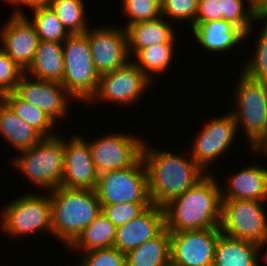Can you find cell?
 Listing matches in <instances>:
<instances>
[{"instance_id":"obj_1","label":"cell","mask_w":267,"mask_h":266,"mask_svg":"<svg viewBox=\"0 0 267 266\" xmlns=\"http://www.w3.org/2000/svg\"><path fill=\"white\" fill-rule=\"evenodd\" d=\"M146 141L142 159L147 170L149 196L152 204L165 206L183 195L207 173L186 154L148 148Z\"/></svg>"},{"instance_id":"obj_2","label":"cell","mask_w":267,"mask_h":266,"mask_svg":"<svg viewBox=\"0 0 267 266\" xmlns=\"http://www.w3.org/2000/svg\"><path fill=\"white\" fill-rule=\"evenodd\" d=\"M211 173L170 202L164 208L165 228L169 232L220 228L221 185Z\"/></svg>"},{"instance_id":"obj_3","label":"cell","mask_w":267,"mask_h":266,"mask_svg":"<svg viewBox=\"0 0 267 266\" xmlns=\"http://www.w3.org/2000/svg\"><path fill=\"white\" fill-rule=\"evenodd\" d=\"M52 235L69 247L102 212L96 190L59 186L49 191Z\"/></svg>"},{"instance_id":"obj_4","label":"cell","mask_w":267,"mask_h":266,"mask_svg":"<svg viewBox=\"0 0 267 266\" xmlns=\"http://www.w3.org/2000/svg\"><path fill=\"white\" fill-rule=\"evenodd\" d=\"M19 152V156L11 160L12 164L35 187L46 193L61 186L65 161L62 135L43 138L33 147Z\"/></svg>"},{"instance_id":"obj_5","label":"cell","mask_w":267,"mask_h":266,"mask_svg":"<svg viewBox=\"0 0 267 266\" xmlns=\"http://www.w3.org/2000/svg\"><path fill=\"white\" fill-rule=\"evenodd\" d=\"M240 73L238 85L234 87L235 95L232 96L235 105L230 113L237 129L242 126L246 132L248 147L255 149L267 136V82L253 80Z\"/></svg>"},{"instance_id":"obj_6","label":"cell","mask_w":267,"mask_h":266,"mask_svg":"<svg viewBox=\"0 0 267 266\" xmlns=\"http://www.w3.org/2000/svg\"><path fill=\"white\" fill-rule=\"evenodd\" d=\"M62 46L64 74L61 84L73 99L88 103L97 91L100 75L93 63L87 35L70 34Z\"/></svg>"},{"instance_id":"obj_7","label":"cell","mask_w":267,"mask_h":266,"mask_svg":"<svg viewBox=\"0 0 267 266\" xmlns=\"http://www.w3.org/2000/svg\"><path fill=\"white\" fill-rule=\"evenodd\" d=\"M46 194L26 193L8 202L6 207L3 206L0 213V229L4 230L2 233L15 238L40 231L52 235V206L49 193Z\"/></svg>"},{"instance_id":"obj_8","label":"cell","mask_w":267,"mask_h":266,"mask_svg":"<svg viewBox=\"0 0 267 266\" xmlns=\"http://www.w3.org/2000/svg\"><path fill=\"white\" fill-rule=\"evenodd\" d=\"M96 193L101 205L152 203L147 170L141 158L134 166L99 174Z\"/></svg>"},{"instance_id":"obj_9","label":"cell","mask_w":267,"mask_h":266,"mask_svg":"<svg viewBox=\"0 0 267 266\" xmlns=\"http://www.w3.org/2000/svg\"><path fill=\"white\" fill-rule=\"evenodd\" d=\"M264 202L246 199L222 200L221 233L257 244L267 240Z\"/></svg>"},{"instance_id":"obj_10","label":"cell","mask_w":267,"mask_h":266,"mask_svg":"<svg viewBox=\"0 0 267 266\" xmlns=\"http://www.w3.org/2000/svg\"><path fill=\"white\" fill-rule=\"evenodd\" d=\"M150 84L151 80L130 60L125 66L100 76L97 91L89 103L96 100L121 106L133 105Z\"/></svg>"},{"instance_id":"obj_11","label":"cell","mask_w":267,"mask_h":266,"mask_svg":"<svg viewBox=\"0 0 267 266\" xmlns=\"http://www.w3.org/2000/svg\"><path fill=\"white\" fill-rule=\"evenodd\" d=\"M102 136L88 142L98 174L129 168L142 158V138L123 132Z\"/></svg>"},{"instance_id":"obj_12","label":"cell","mask_w":267,"mask_h":266,"mask_svg":"<svg viewBox=\"0 0 267 266\" xmlns=\"http://www.w3.org/2000/svg\"><path fill=\"white\" fill-rule=\"evenodd\" d=\"M220 228L170 232L171 266H213Z\"/></svg>"},{"instance_id":"obj_13","label":"cell","mask_w":267,"mask_h":266,"mask_svg":"<svg viewBox=\"0 0 267 266\" xmlns=\"http://www.w3.org/2000/svg\"><path fill=\"white\" fill-rule=\"evenodd\" d=\"M236 122L233 115L229 112L224 116L213 118L210 122L203 125L195 139L190 156L206 172L208 166L214 160L230 149L234 143L237 132ZM227 150V151H226Z\"/></svg>"},{"instance_id":"obj_14","label":"cell","mask_w":267,"mask_h":266,"mask_svg":"<svg viewBox=\"0 0 267 266\" xmlns=\"http://www.w3.org/2000/svg\"><path fill=\"white\" fill-rule=\"evenodd\" d=\"M115 27L89 28L85 32L95 69L100 76L125 66L131 60L125 28Z\"/></svg>"},{"instance_id":"obj_15","label":"cell","mask_w":267,"mask_h":266,"mask_svg":"<svg viewBox=\"0 0 267 266\" xmlns=\"http://www.w3.org/2000/svg\"><path fill=\"white\" fill-rule=\"evenodd\" d=\"M14 92L24 101L42 110L55 123L57 118L60 120L67 117L69 102L75 100L61 83L33 79L25 73L20 77Z\"/></svg>"},{"instance_id":"obj_16","label":"cell","mask_w":267,"mask_h":266,"mask_svg":"<svg viewBox=\"0 0 267 266\" xmlns=\"http://www.w3.org/2000/svg\"><path fill=\"white\" fill-rule=\"evenodd\" d=\"M21 9L14 11L0 30V48L25 71L32 63L40 42L34 24Z\"/></svg>"},{"instance_id":"obj_17","label":"cell","mask_w":267,"mask_h":266,"mask_svg":"<svg viewBox=\"0 0 267 266\" xmlns=\"http://www.w3.org/2000/svg\"><path fill=\"white\" fill-rule=\"evenodd\" d=\"M64 139V173L61 186L70 189L95 190L99 174L96 170L89 143L80 134Z\"/></svg>"},{"instance_id":"obj_18","label":"cell","mask_w":267,"mask_h":266,"mask_svg":"<svg viewBox=\"0 0 267 266\" xmlns=\"http://www.w3.org/2000/svg\"><path fill=\"white\" fill-rule=\"evenodd\" d=\"M165 229L164 208L151 204L130 222L117 227L114 247L127 253Z\"/></svg>"},{"instance_id":"obj_19","label":"cell","mask_w":267,"mask_h":266,"mask_svg":"<svg viewBox=\"0 0 267 266\" xmlns=\"http://www.w3.org/2000/svg\"><path fill=\"white\" fill-rule=\"evenodd\" d=\"M228 177L227 187L221 185V200L246 199L267 201V168L249 165Z\"/></svg>"},{"instance_id":"obj_20","label":"cell","mask_w":267,"mask_h":266,"mask_svg":"<svg viewBox=\"0 0 267 266\" xmlns=\"http://www.w3.org/2000/svg\"><path fill=\"white\" fill-rule=\"evenodd\" d=\"M166 19L160 16L157 19L138 22L125 28L130 58H134L144 48L177 42L176 31L173 28L175 26L170 24L171 20L169 22Z\"/></svg>"},{"instance_id":"obj_21","label":"cell","mask_w":267,"mask_h":266,"mask_svg":"<svg viewBox=\"0 0 267 266\" xmlns=\"http://www.w3.org/2000/svg\"><path fill=\"white\" fill-rule=\"evenodd\" d=\"M24 73L36 79L62 83L64 74L62 43L40 40L33 61Z\"/></svg>"},{"instance_id":"obj_22","label":"cell","mask_w":267,"mask_h":266,"mask_svg":"<svg viewBox=\"0 0 267 266\" xmlns=\"http://www.w3.org/2000/svg\"><path fill=\"white\" fill-rule=\"evenodd\" d=\"M260 252L257 243L221 233L215 248L213 266H259Z\"/></svg>"},{"instance_id":"obj_23","label":"cell","mask_w":267,"mask_h":266,"mask_svg":"<svg viewBox=\"0 0 267 266\" xmlns=\"http://www.w3.org/2000/svg\"><path fill=\"white\" fill-rule=\"evenodd\" d=\"M0 135L18 152L33 147L44 138L37 130L19 118L1 98Z\"/></svg>"},{"instance_id":"obj_24","label":"cell","mask_w":267,"mask_h":266,"mask_svg":"<svg viewBox=\"0 0 267 266\" xmlns=\"http://www.w3.org/2000/svg\"><path fill=\"white\" fill-rule=\"evenodd\" d=\"M125 255L126 266H171L170 232L165 228Z\"/></svg>"},{"instance_id":"obj_25","label":"cell","mask_w":267,"mask_h":266,"mask_svg":"<svg viewBox=\"0 0 267 266\" xmlns=\"http://www.w3.org/2000/svg\"><path fill=\"white\" fill-rule=\"evenodd\" d=\"M191 30L194 33L195 40L209 52L224 54L236 47L232 36L231 23L223 19L194 23Z\"/></svg>"},{"instance_id":"obj_26","label":"cell","mask_w":267,"mask_h":266,"mask_svg":"<svg viewBox=\"0 0 267 266\" xmlns=\"http://www.w3.org/2000/svg\"><path fill=\"white\" fill-rule=\"evenodd\" d=\"M117 228L101 212L94 221L86 227L67 250L87 252L94 249L114 247Z\"/></svg>"},{"instance_id":"obj_27","label":"cell","mask_w":267,"mask_h":266,"mask_svg":"<svg viewBox=\"0 0 267 266\" xmlns=\"http://www.w3.org/2000/svg\"><path fill=\"white\" fill-rule=\"evenodd\" d=\"M1 99L19 118L37 130L44 138L57 135L53 134L52 130L56 123L42 110L21 99L14 91L4 94Z\"/></svg>"},{"instance_id":"obj_28","label":"cell","mask_w":267,"mask_h":266,"mask_svg":"<svg viewBox=\"0 0 267 266\" xmlns=\"http://www.w3.org/2000/svg\"><path fill=\"white\" fill-rule=\"evenodd\" d=\"M175 43L157 44L142 49L135 58L131 59L137 67L151 80L155 75L167 73L173 62Z\"/></svg>"},{"instance_id":"obj_29","label":"cell","mask_w":267,"mask_h":266,"mask_svg":"<svg viewBox=\"0 0 267 266\" xmlns=\"http://www.w3.org/2000/svg\"><path fill=\"white\" fill-rule=\"evenodd\" d=\"M83 0H52L49 6L56 13L64 28L70 34L85 33L87 24Z\"/></svg>"},{"instance_id":"obj_30","label":"cell","mask_w":267,"mask_h":266,"mask_svg":"<svg viewBox=\"0 0 267 266\" xmlns=\"http://www.w3.org/2000/svg\"><path fill=\"white\" fill-rule=\"evenodd\" d=\"M34 24L41 41L63 43L70 33L64 28L56 13L49 5L32 7Z\"/></svg>"},{"instance_id":"obj_31","label":"cell","mask_w":267,"mask_h":266,"mask_svg":"<svg viewBox=\"0 0 267 266\" xmlns=\"http://www.w3.org/2000/svg\"><path fill=\"white\" fill-rule=\"evenodd\" d=\"M255 43V52L244 63L241 72L253 80L267 82V20L264 22Z\"/></svg>"},{"instance_id":"obj_32","label":"cell","mask_w":267,"mask_h":266,"mask_svg":"<svg viewBox=\"0 0 267 266\" xmlns=\"http://www.w3.org/2000/svg\"><path fill=\"white\" fill-rule=\"evenodd\" d=\"M121 12L128 16V25L142 21L157 19L161 16V2L159 0H122Z\"/></svg>"},{"instance_id":"obj_33","label":"cell","mask_w":267,"mask_h":266,"mask_svg":"<svg viewBox=\"0 0 267 266\" xmlns=\"http://www.w3.org/2000/svg\"><path fill=\"white\" fill-rule=\"evenodd\" d=\"M199 0H163L161 2V16L174 21H190L193 27L198 12Z\"/></svg>"},{"instance_id":"obj_34","label":"cell","mask_w":267,"mask_h":266,"mask_svg":"<svg viewBox=\"0 0 267 266\" xmlns=\"http://www.w3.org/2000/svg\"><path fill=\"white\" fill-rule=\"evenodd\" d=\"M151 204L131 202L101 205V211L117 228L136 218Z\"/></svg>"},{"instance_id":"obj_35","label":"cell","mask_w":267,"mask_h":266,"mask_svg":"<svg viewBox=\"0 0 267 266\" xmlns=\"http://www.w3.org/2000/svg\"><path fill=\"white\" fill-rule=\"evenodd\" d=\"M257 20L260 21V23L266 21V10L251 6L244 15L230 22L233 40L237 47L239 43L244 42L245 39H248V37L252 35L251 33L254 28L252 26H254V22H258Z\"/></svg>"},{"instance_id":"obj_36","label":"cell","mask_w":267,"mask_h":266,"mask_svg":"<svg viewBox=\"0 0 267 266\" xmlns=\"http://www.w3.org/2000/svg\"><path fill=\"white\" fill-rule=\"evenodd\" d=\"M84 255L77 266H126V255L115 247L94 249L83 252Z\"/></svg>"},{"instance_id":"obj_37","label":"cell","mask_w":267,"mask_h":266,"mask_svg":"<svg viewBox=\"0 0 267 266\" xmlns=\"http://www.w3.org/2000/svg\"><path fill=\"white\" fill-rule=\"evenodd\" d=\"M24 71L0 48V98L13 92Z\"/></svg>"},{"instance_id":"obj_38","label":"cell","mask_w":267,"mask_h":266,"mask_svg":"<svg viewBox=\"0 0 267 266\" xmlns=\"http://www.w3.org/2000/svg\"><path fill=\"white\" fill-rule=\"evenodd\" d=\"M223 19L221 0H199L195 23Z\"/></svg>"},{"instance_id":"obj_39","label":"cell","mask_w":267,"mask_h":266,"mask_svg":"<svg viewBox=\"0 0 267 266\" xmlns=\"http://www.w3.org/2000/svg\"><path fill=\"white\" fill-rule=\"evenodd\" d=\"M246 0H221L223 20L231 22L244 15L252 5L245 7Z\"/></svg>"},{"instance_id":"obj_40","label":"cell","mask_w":267,"mask_h":266,"mask_svg":"<svg viewBox=\"0 0 267 266\" xmlns=\"http://www.w3.org/2000/svg\"><path fill=\"white\" fill-rule=\"evenodd\" d=\"M250 151V153H254V154H258L260 155V153L263 156V153L265 154V156H267V136L264 138V140L255 148V149H251L248 150Z\"/></svg>"},{"instance_id":"obj_41","label":"cell","mask_w":267,"mask_h":266,"mask_svg":"<svg viewBox=\"0 0 267 266\" xmlns=\"http://www.w3.org/2000/svg\"><path fill=\"white\" fill-rule=\"evenodd\" d=\"M52 0H25L26 7L29 8L35 7V6H46L51 3Z\"/></svg>"},{"instance_id":"obj_42","label":"cell","mask_w":267,"mask_h":266,"mask_svg":"<svg viewBox=\"0 0 267 266\" xmlns=\"http://www.w3.org/2000/svg\"><path fill=\"white\" fill-rule=\"evenodd\" d=\"M248 4L267 10V0H247Z\"/></svg>"},{"instance_id":"obj_43","label":"cell","mask_w":267,"mask_h":266,"mask_svg":"<svg viewBox=\"0 0 267 266\" xmlns=\"http://www.w3.org/2000/svg\"><path fill=\"white\" fill-rule=\"evenodd\" d=\"M6 1V0H4ZM6 2H8L9 4H11L12 6L15 4V6L17 5V7L19 6H24L25 5V0H7Z\"/></svg>"},{"instance_id":"obj_44","label":"cell","mask_w":267,"mask_h":266,"mask_svg":"<svg viewBox=\"0 0 267 266\" xmlns=\"http://www.w3.org/2000/svg\"><path fill=\"white\" fill-rule=\"evenodd\" d=\"M265 244H267V240H265L263 243H260V244H258V247H259V249H261L262 247V249H264V246H265ZM261 260L263 259H265V261L267 262V252L266 253H264V255L262 256V258H260Z\"/></svg>"}]
</instances>
